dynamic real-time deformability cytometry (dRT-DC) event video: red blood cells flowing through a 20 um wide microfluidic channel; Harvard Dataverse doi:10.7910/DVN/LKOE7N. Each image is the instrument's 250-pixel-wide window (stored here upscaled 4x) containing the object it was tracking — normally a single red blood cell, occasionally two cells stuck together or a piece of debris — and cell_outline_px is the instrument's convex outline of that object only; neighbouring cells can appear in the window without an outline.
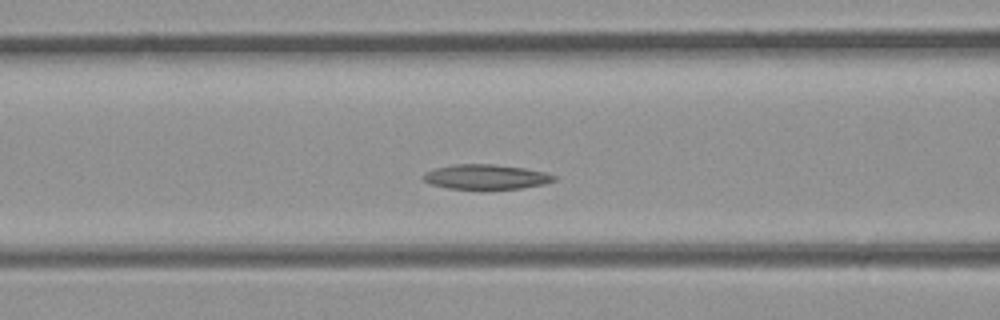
{"species": "common noctule bat (a hibernating species)", "species_latin": "Nyctalus noctula", "temperature_condition": "room temperature", "stored_images_in_passage": 31, "camera_frame_rate_fps": 3000, "um_per_image_px": 0.085, "animal": {"sex": "male", "body_mass_g": 23.1, "forearm_length_mm": 52.7}, "frame": {"image": 1, "passage_image": 10, "time_ms": 3.0, "image_size_px": [1000, 320], "cell_outline_px": [[556, 180], [544, 184], [520, 188], [448, 188], [432, 184], [424, 180], [424, 176], [428, 172], [436, 168], [456, 164], [492, 164], [524, 168], [544, 172], [556, 176]], "centroid_in_image_um": [41.36, 15.02], "position_along_channel_um": 125.2, "area_um2": 18.32}}
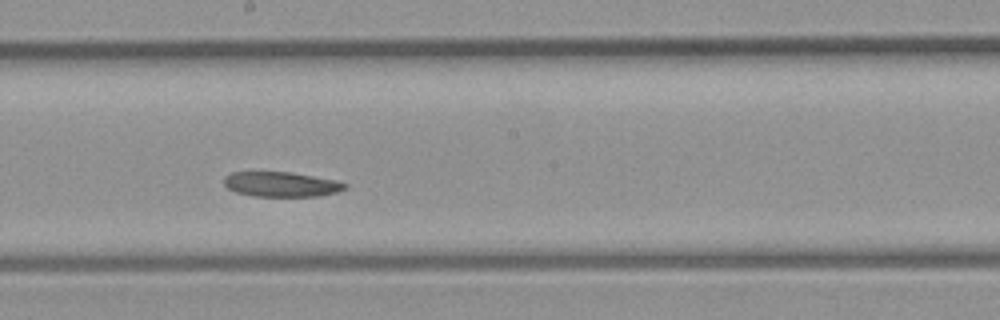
{"frame": {"image": 2, "passage_image": 15, "time_ms": 4.667, "image_size_px": [1000, 320], "cell_outline_px": [[348, 188], [336, 192], [320, 196], [252, 196], [236, 192], [228, 188], [224, 184], [224, 176], [232, 172], [292, 172], [336, 180], [348, 184]], "centroid_in_image_um": [23.92, 15.66], "position_along_channel_um": 224.3, "area_um2": 17.63}}
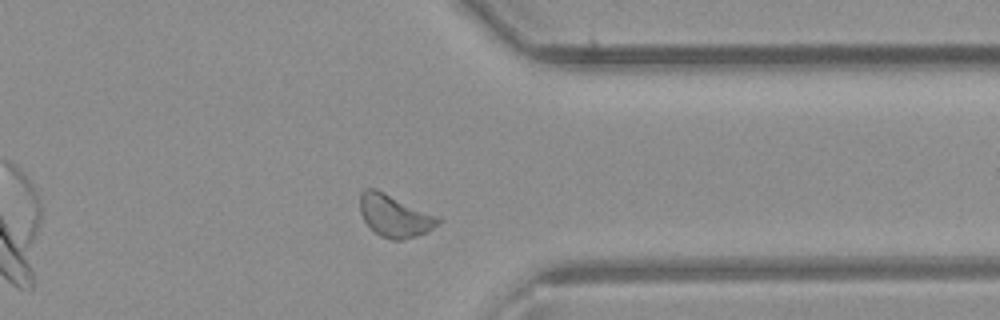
{"frame": {"image": 3, "passage_image": 23, "time_ms": 7.333, "image_size_px": [1000, 320], "cell_outline_px": [[444, 220], [440, 224], [428, 232], [416, 236], [400, 240], [392, 240], [380, 236], [364, 220], [360, 212], [360, 192], [364, 188], [372, 188], [384, 192], [440, 216]], "centroid_in_image_um": [33.6, 18.34], "position_along_channel_um": 377.8, "area_um2": 19.42}}